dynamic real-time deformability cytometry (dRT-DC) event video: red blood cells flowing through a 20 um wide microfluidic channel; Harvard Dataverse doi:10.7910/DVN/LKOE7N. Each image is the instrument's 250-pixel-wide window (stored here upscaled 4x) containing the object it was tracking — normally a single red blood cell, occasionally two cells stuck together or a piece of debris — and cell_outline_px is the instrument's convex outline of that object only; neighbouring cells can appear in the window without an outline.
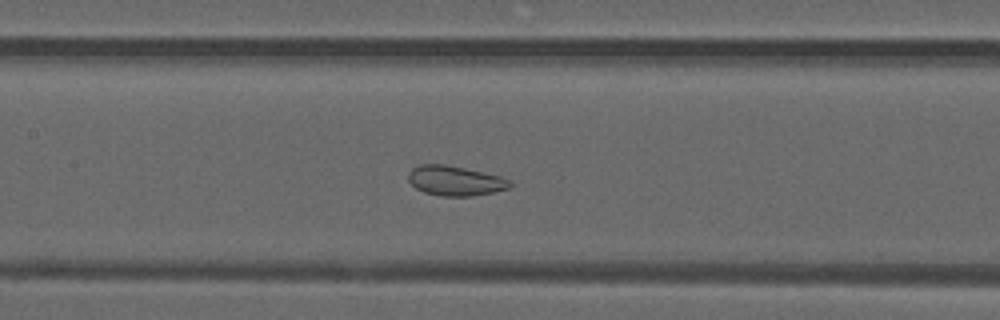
{"species": "common noctule bat (a hibernating species)", "species_latin": "Nyctalus noctula", "temperature_condition": "warm", "stored_images_in_passage": 38, "camera_frame_rate_fps": 3000, "um_per_image_px": 0.085, "animal": {"sex": "male", "forearm_length_mm": 52.5}, "frame": {"image": 1, "passage_image": 20, "time_ms": 6.333, "image_size_px": [1000, 320], "cell_outline_px": [[512, 184], [508, 188], [492, 192], [472, 196], [440, 196], [424, 192], [416, 188], [408, 180], [408, 172], [412, 168], [420, 164], [444, 164], [464, 168], [500, 176], [512, 180]], "centroid_in_image_um": [38.67, 15.36], "position_along_channel_um": 168.7, "area_um2": 17.63}}
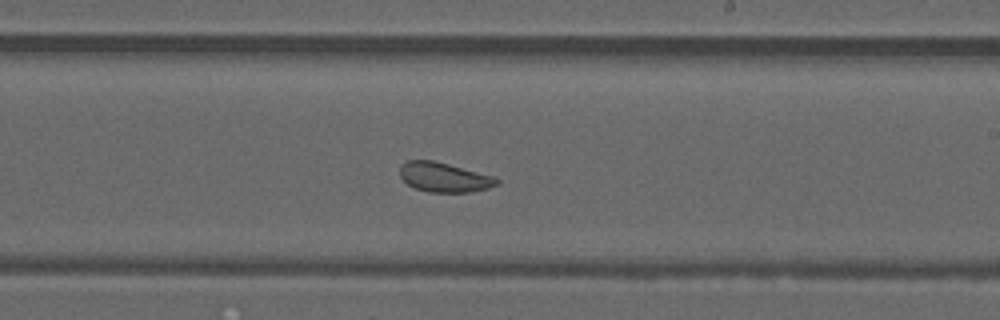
{"frame": {"image": 2, "passage_image": 26, "time_ms": 8.333, "image_size_px": [1000, 320], "cell_outline_px": [[500, 184], [488, 188], [472, 192], [428, 192], [416, 188], [408, 184], [400, 176], [400, 164], [408, 160], [432, 160], [496, 176], [500, 180]], "centroid_in_image_um": [37.79, 15.07], "position_along_channel_um": 251.2, "area_um2": 16.82}}
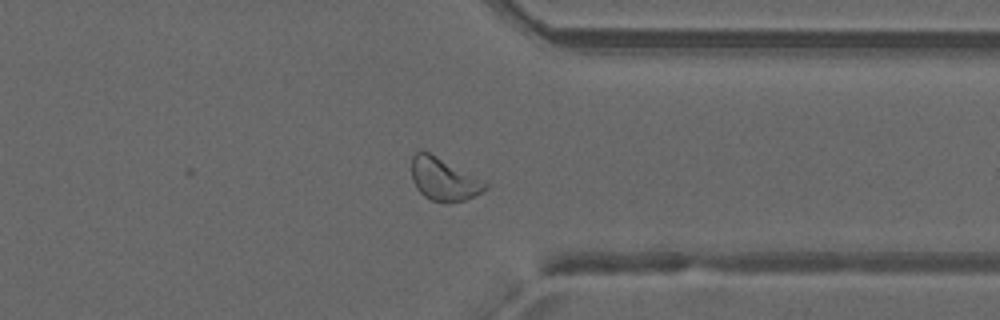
{"frame": {"image": 3, "passage_image": 35, "time_ms": 11.333, "image_size_px": [1000, 320], "cell_outline_px": [[488, 188], [464, 200], [448, 204], [444, 204], [432, 200], [424, 196], [416, 188], [412, 180], [412, 156], [416, 152], [428, 152], [488, 180]], "centroid_in_image_um": [37.77, 15.25], "position_along_channel_um": 373.6, "area_um2": 18.67}, "authors_computed_cell_mechanics": {"area_um2": 18.6405, "velocity_mm_per_s": 4.1624, "shape_relaxation_time_tau1_ms": null, "shape_relaxation_time_tau2_ms": 1.0575, "deformation_change_tau1": null, "deformation_change_tau2": 0.0548}}